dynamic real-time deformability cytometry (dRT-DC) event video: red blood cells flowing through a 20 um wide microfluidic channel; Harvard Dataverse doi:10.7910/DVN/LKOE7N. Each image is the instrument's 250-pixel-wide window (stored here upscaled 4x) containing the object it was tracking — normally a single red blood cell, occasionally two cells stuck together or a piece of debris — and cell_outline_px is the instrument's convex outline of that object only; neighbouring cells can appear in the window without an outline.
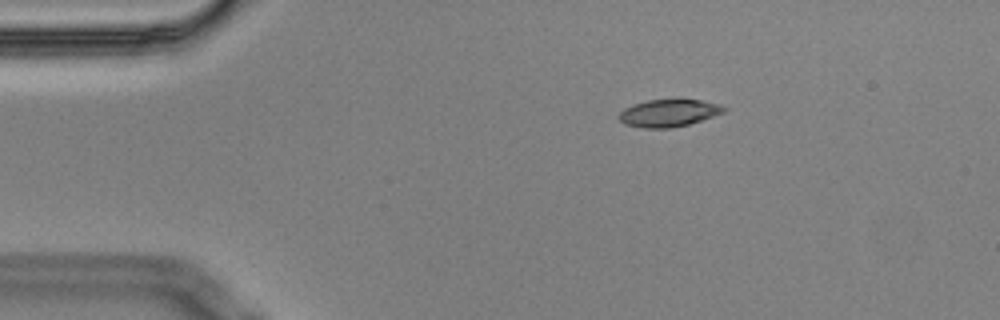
{"species": "Egyptian fruit bat (a non-hibernating species)", "species_latin": "Rousettus aegyptiacus", "temperature_condition": "cold", "stored_images_in_passage": 4, "camera_frame_rate_fps": 3000, "um_per_image_px": 0.085, "animal": {"sex": "male"}, "frame": {"image": 1, "passage_image": 2, "time_ms": 0.333, "image_size_px": [1000, 320], "cell_outline_px": [[728, 108], [724, 112], [688, 124], [672, 128], [644, 128], [624, 124], [616, 116], [624, 108], [632, 104], [648, 100], [680, 96], [720, 104]], "centroid_in_image_um": [56.83, 9.56], "position_along_channel_um": 28.2, "area_um2": 17.4}}